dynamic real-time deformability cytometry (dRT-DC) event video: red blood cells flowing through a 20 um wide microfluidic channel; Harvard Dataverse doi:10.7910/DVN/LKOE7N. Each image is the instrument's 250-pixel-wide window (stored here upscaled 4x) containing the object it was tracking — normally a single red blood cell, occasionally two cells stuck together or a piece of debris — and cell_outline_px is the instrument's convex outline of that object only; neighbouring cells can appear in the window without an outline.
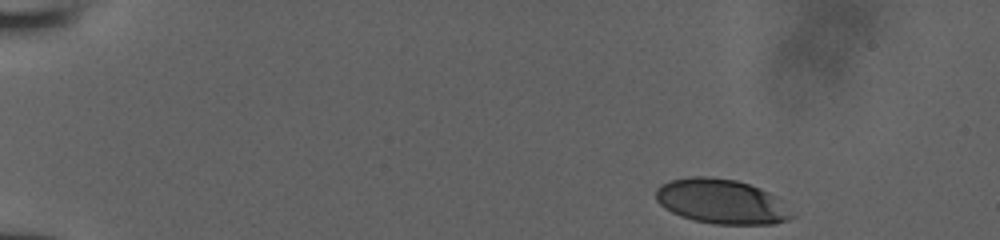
{"species": "human", "species_latin": "Homo sapiens", "temperature_condition": "room temperature", "stored_images_in_passage": 40, "camera_frame_rate_fps": 3000, "um_per_image_px": 0.085, "donor": {"sex": "male"}, "frame": {"image": 1, "passage_image": 1, "time_ms": 0.0, "image_size_px": [1000, 240], "cell_outline_px": [[796, 216], [788, 220], [772, 224], [716, 224], [696, 220], [680, 216], [664, 208], [656, 200], [656, 188], [660, 184], [672, 180], [692, 176], [712, 176], [736, 180], [760, 188], [776, 196]], "centroid_in_image_um": [61.32, 17.12], "position_along_channel_um": 23.7, "area_um2": 35.43}}
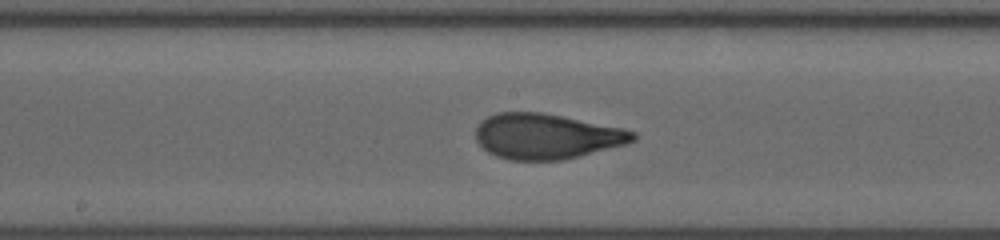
{"frame": {"image": 2, "passage_image": 23, "time_ms": 7.333, "image_size_px": [1000, 240], "cell_outline_px": [[636, 140], [628, 144], [564, 160], [508, 160], [496, 156], [488, 152], [476, 140], [476, 128], [480, 120], [496, 112], [540, 112], [624, 128], [636, 132]], "centroid_in_image_um": [46.46, 11.59], "position_along_channel_um": 201.7, "area_um2": 41.79}}
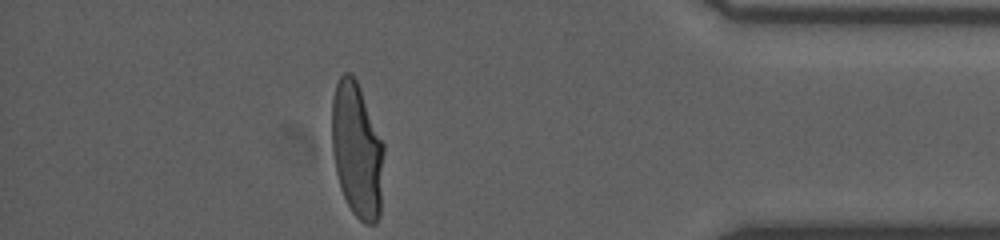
{"frame": {"image": 3, "passage_image": 40, "time_ms": 13.0, "image_size_px": [1000, 240], "cell_outline_px": [[384, 152], [380, 216], [376, 224], [364, 224], [352, 212], [340, 188], [336, 172], [332, 152], [332, 100], [336, 84], [340, 76], [344, 72], [352, 72], [360, 88], [384, 144]], "centroid_in_image_um": [30.35, 12.78], "position_along_channel_um": 404.9, "area_um2": 41.21}}